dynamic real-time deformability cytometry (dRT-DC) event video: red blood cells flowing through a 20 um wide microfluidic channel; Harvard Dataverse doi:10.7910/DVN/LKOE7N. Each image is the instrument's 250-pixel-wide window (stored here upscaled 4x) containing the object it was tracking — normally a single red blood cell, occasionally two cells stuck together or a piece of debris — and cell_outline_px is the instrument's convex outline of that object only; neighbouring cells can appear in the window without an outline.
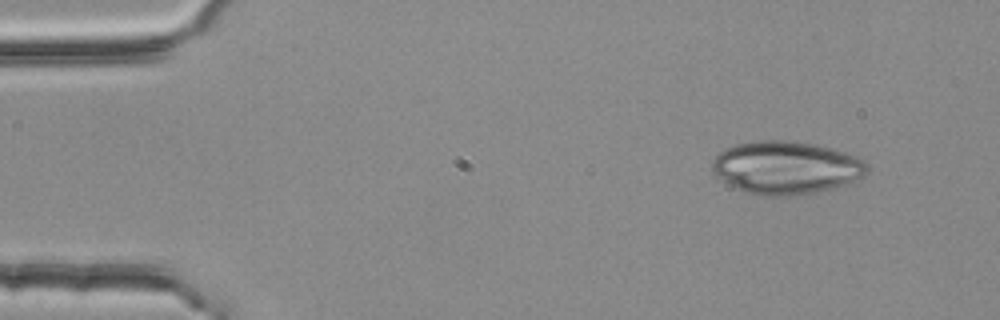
{"species": "common noctule bat (a hibernating species)", "species_latin": "Nyctalus noctula", "temperature_condition": "room temperature", "stored_images_in_passage": 3, "camera_frame_rate_fps": 3000, "um_per_image_px": 0.085, "animal": {"sex": "female", "body_mass_g": 25.1}, "frame": {"image": 1, "passage_image": 1, "time_ms": 0.0, "image_size_px": [1000, 320], "cell_outline_px": [[868, 172], [864, 176], [848, 184], [812, 192], [788, 196], [760, 196], [744, 192], [736, 188], [712, 172], [712, 160], [724, 148], [736, 144], [760, 140], [788, 140], [812, 144], [832, 148], [856, 156], [864, 160], [868, 164]], "centroid_in_image_um": [66.82, 14.24], "position_along_channel_um": 18.2, "area_um2": 47.8}}